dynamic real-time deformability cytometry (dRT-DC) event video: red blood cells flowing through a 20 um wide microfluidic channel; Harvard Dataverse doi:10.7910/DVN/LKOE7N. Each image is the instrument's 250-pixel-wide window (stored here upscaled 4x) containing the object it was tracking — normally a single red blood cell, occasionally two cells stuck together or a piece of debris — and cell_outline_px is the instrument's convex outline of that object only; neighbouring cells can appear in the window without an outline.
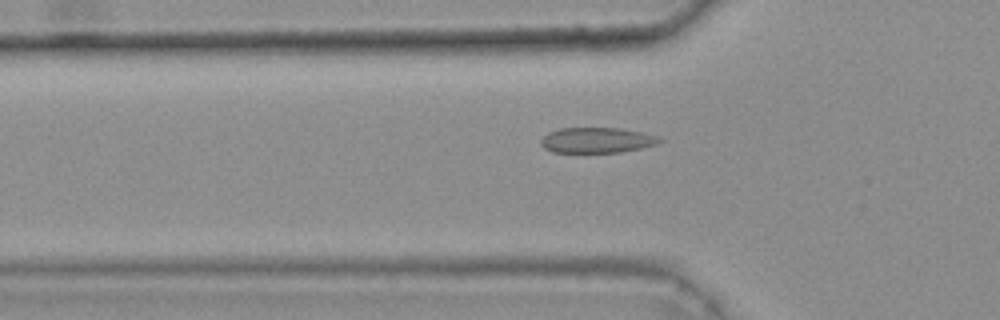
{"species": "common noctule bat (a hibernating species)", "species_latin": "Nyctalus noctula", "temperature_condition": "warm", "stored_images_in_passage": 36, "camera_frame_rate_fps": 3000, "um_per_image_px": 0.085, "animal": {"sex": "female", "body_mass_g": 25.1}, "frame": {"image": 1, "passage_image": 5, "time_ms": 1.333, "image_size_px": [1000, 320], "cell_outline_px": [[664, 140], [656, 144], [640, 148], [620, 152], [552, 152], [544, 148], [540, 144], [540, 140], [548, 132], [560, 128], [620, 128], [640, 132], [656, 136]], "centroid_in_image_um": [50.69, 11.91], "position_along_channel_um": 75.1, "area_um2": 17.46}}
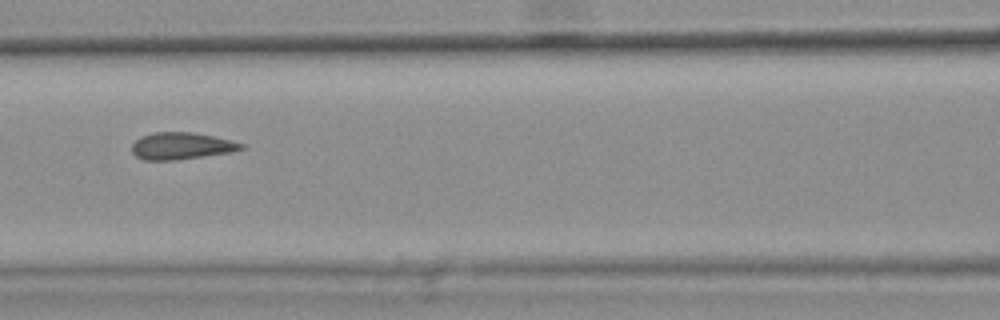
{"frame": {"image": 2, "passage_image": 11, "time_ms": 3.333, "image_size_px": [1000, 320], "cell_outline_px": [[244, 148], [232, 152], [176, 160], [144, 160], [136, 156], [132, 152], [132, 144], [140, 136], [152, 132], [192, 132], [232, 140], [244, 144]], "centroid_in_image_um": [15.4, 12.4], "position_along_channel_um": 151.2, "area_um2": 17.22}}
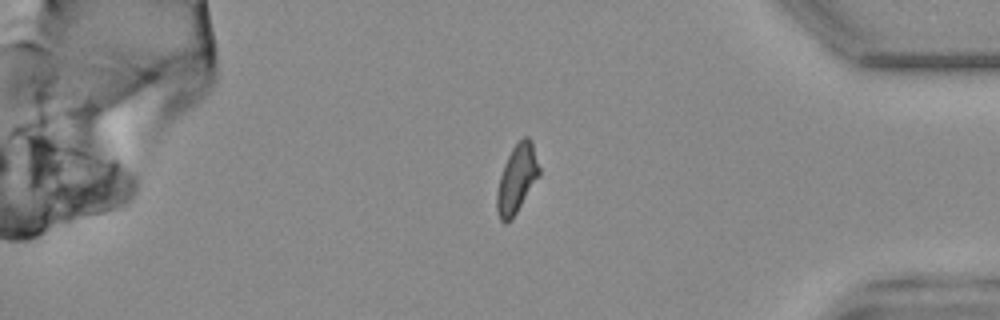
{"frame": {"image": 3, "passage_image": 32, "time_ms": 10.333, "image_size_px": [1000, 320], "cell_outline_px": [[540, 176], [512, 220], [504, 224], [500, 220], [496, 212], [496, 192], [500, 176], [504, 164], [512, 148], [524, 136], [528, 136], [532, 140], [540, 168]], "centroid_in_image_um": [43.93, 15.24], "position_along_channel_um": 391.3, "area_um2": 17.17}, "authors_computed_cell_mechanics": {"area_um2": 17.2244, "velocity_mm_per_s": 3.7739, "shape_relaxation_time_tau1_ms": null, "shape_relaxation_time_tau2_ms": 0.9138, "deformation_change_tau1": null, "deformation_change_tau2": 0.0763}}